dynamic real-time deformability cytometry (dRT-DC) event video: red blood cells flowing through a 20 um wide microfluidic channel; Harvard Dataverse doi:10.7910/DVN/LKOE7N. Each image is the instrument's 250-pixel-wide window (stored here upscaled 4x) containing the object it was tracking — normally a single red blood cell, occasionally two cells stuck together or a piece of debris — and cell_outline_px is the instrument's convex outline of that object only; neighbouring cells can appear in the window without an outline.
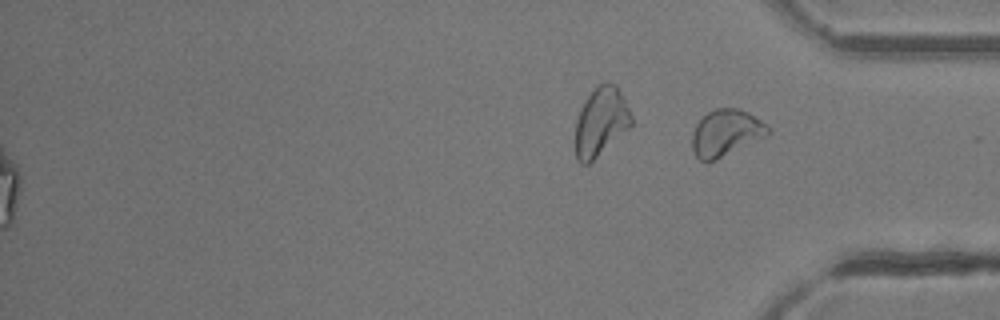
{"species": "common noctule bat (a hibernating species)", "species_latin": "Nyctalus noctula", "temperature_condition": "room temperature", "stored_images_in_passage": 50, "segment_of_instrument_passage": [2, 2], "camera_frame_rate_fps": 3000, "um_per_image_px": 0.085, "animal": {"sex": "female"}, "frame": {"image": 1, "passage_image": 50, "time_ms": 16.333, "image_size_px": [1000, 320], "cell_outline_px": [[772, 132], [768, 136], [716, 160], [700, 160], [696, 156], [692, 148], [692, 132], [696, 124], [708, 112], [716, 108], [736, 108], [748, 112], [768, 124], [772, 128]], "centroid_in_image_um": [61.76, 11.29], "position_along_channel_um": 373.4, "area_um2": 20.81}}